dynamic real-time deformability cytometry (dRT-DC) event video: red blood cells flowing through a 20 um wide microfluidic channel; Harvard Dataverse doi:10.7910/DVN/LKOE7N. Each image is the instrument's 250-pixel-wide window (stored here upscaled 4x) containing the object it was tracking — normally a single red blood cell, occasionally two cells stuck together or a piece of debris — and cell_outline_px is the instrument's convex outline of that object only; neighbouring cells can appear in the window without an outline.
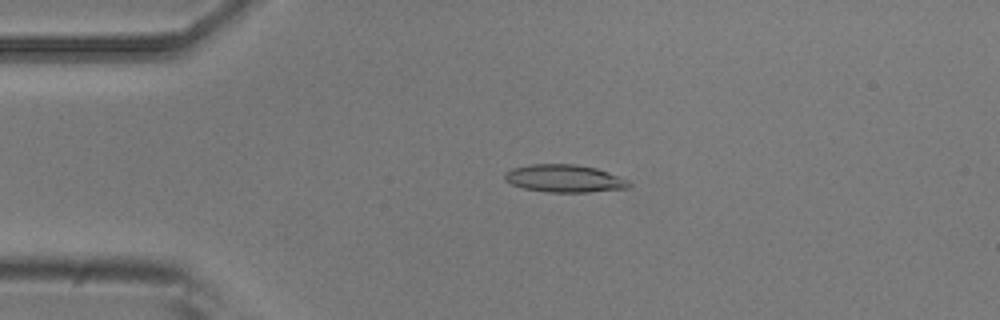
{"species": "common noctule bat (a hibernating species)", "species_latin": "Nyctalus noctula", "temperature_condition": "room temperature", "stored_images_in_passage": 51, "camera_frame_rate_fps": 3000, "um_per_image_px": 0.085, "animal": {"sex": "male", "body_mass_g": 20.5, "forearm_length_mm": 52.5}, "frame": {"image": 1, "passage_image": 11, "time_ms": 3.333, "image_size_px": [1000, 320], "cell_outline_px": [[632, 184], [628, 188], [588, 192], [548, 192], [524, 188], [512, 184], [504, 180], [504, 172], [512, 168], [532, 164], [576, 164], [596, 168], [620, 176], [628, 180]], "centroid_in_image_um": [47.98, 15.17], "position_along_channel_um": 37.0, "area_um2": 20.06}}
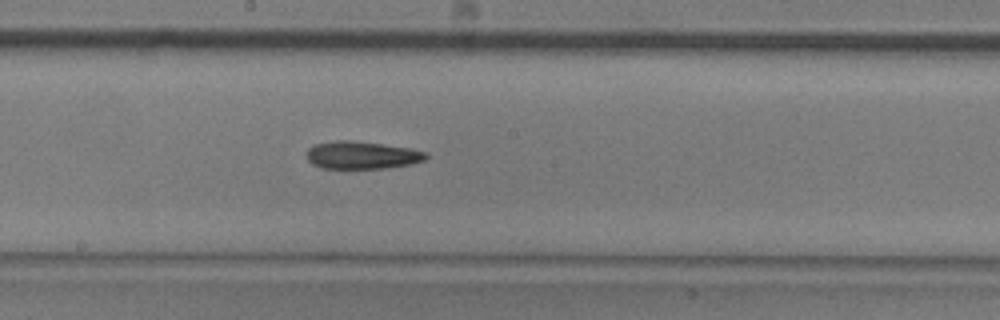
{"frame": {"image": 2, "passage_image": 27, "time_ms": 8.667, "image_size_px": [1000, 320], "cell_outline_px": [[428, 156], [424, 160], [412, 164], [384, 168], [320, 168], [312, 164], [308, 160], [308, 148], [316, 144], [336, 140], [352, 140], [412, 148], [424, 152]], "centroid_in_image_um": [30.76, 13.18], "position_along_channel_um": 217.4, "area_um2": 19.13}}
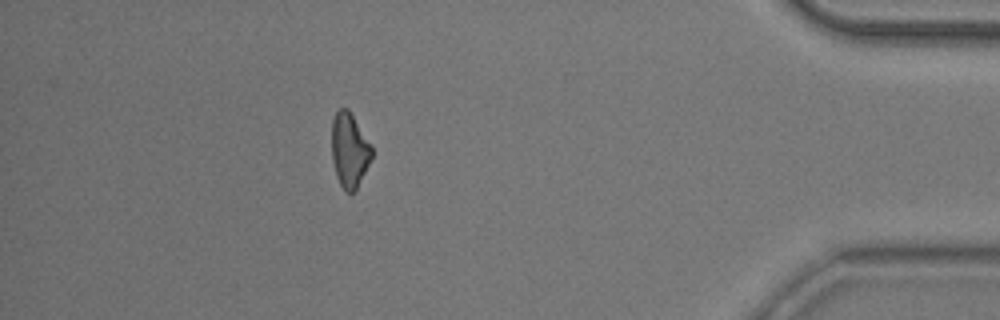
{"frame": {"image": 3, "passage_image": 45, "time_ms": 14.667, "image_size_px": [1000, 320], "cell_outline_px": [[372, 156], [356, 188], [352, 192], [344, 192], [336, 176], [332, 160], [332, 120], [336, 112], [340, 108], [348, 108], [372, 144]], "centroid_in_image_um": [29.69, 12.73], "position_along_channel_um": 405.5, "area_um2": 17.34}, "authors_computed_cell_mechanics": {"area_um2": 19.0162, "velocity_mm_per_s": 3.9533, "shape_relaxation_time_tau1_ms": 7.2336, "shape_relaxation_time_tau2_ms": null, "deformation_change_tau1": 0.1805, "deformation_change_tau2": null}}